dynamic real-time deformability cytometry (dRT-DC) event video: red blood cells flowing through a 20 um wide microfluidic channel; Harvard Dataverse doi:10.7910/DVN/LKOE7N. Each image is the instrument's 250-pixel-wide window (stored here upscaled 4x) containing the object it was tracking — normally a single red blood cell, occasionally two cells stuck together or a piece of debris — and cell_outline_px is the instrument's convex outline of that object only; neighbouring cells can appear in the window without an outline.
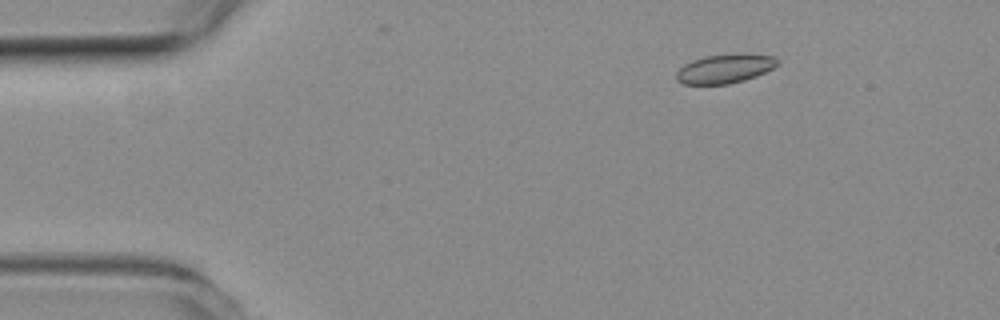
{"species": "common noctule bat (a hibernating species)", "species_latin": "Nyctalus noctula", "temperature_condition": "room temperature", "stored_images_in_passage": 48, "camera_frame_rate_fps": 3000, "um_per_image_px": 0.085, "animal": {"sex": "female", "body_mass_g": 19.3, "forearm_length_mm": 54.1}, "frame": {"image": 1, "passage_image": 1, "time_ms": 0.0, "image_size_px": [1000, 320], "cell_outline_px": [[780, 64], [756, 76], [744, 80], [728, 84], [684, 84], [676, 80], [676, 72], [684, 64], [692, 60], [704, 56], [732, 52], [744, 52], [776, 56]], "centroid_in_image_um": [61.64, 5.79], "position_along_channel_um": 23.4, "area_um2": 17.63}}
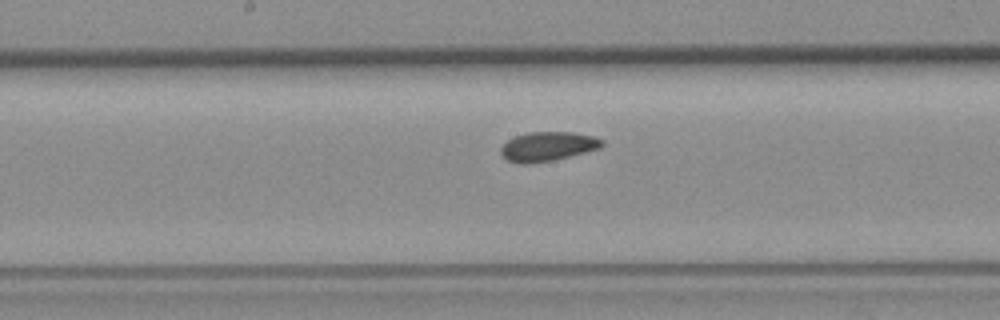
{"frame": {"image": 2, "passage_image": 21, "time_ms": 6.667, "image_size_px": [1000, 320], "cell_outline_px": [[604, 144], [600, 148], [552, 160], [528, 164], [520, 164], [508, 160], [500, 152], [500, 148], [508, 140], [516, 136], [528, 132], [572, 132], [592, 136], [604, 140]], "centroid_in_image_um": [46.55, 12.44], "position_along_channel_um": 201.7, "area_um2": 17.05}}
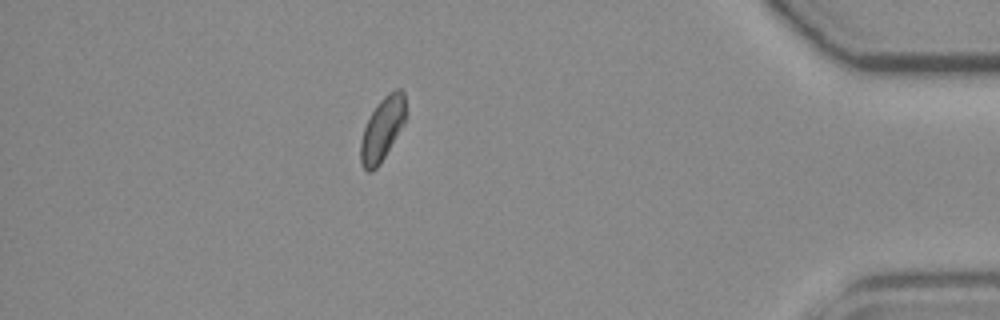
{"frame": {"image": 3, "passage_image": 41, "time_ms": 13.333, "image_size_px": [1000, 320], "cell_outline_px": [[404, 124], [380, 164], [372, 172], [368, 172], [360, 164], [360, 140], [364, 128], [376, 104], [388, 92], [396, 88], [400, 88], [404, 92]], "centroid_in_image_um": [32.47, 10.98], "position_along_channel_um": 402.7, "area_um2": 16.59}, "authors_computed_cell_mechanics": {"area_um2": 17.0799, "velocity_mm_per_s": 3.7457, "shape_relaxation_time_tau1_ms": 5.4709, "shape_relaxation_time_tau2_ms": 1.6204, "deformation_change_tau1": 0.0933, "deformation_change_tau2": 0.056}}